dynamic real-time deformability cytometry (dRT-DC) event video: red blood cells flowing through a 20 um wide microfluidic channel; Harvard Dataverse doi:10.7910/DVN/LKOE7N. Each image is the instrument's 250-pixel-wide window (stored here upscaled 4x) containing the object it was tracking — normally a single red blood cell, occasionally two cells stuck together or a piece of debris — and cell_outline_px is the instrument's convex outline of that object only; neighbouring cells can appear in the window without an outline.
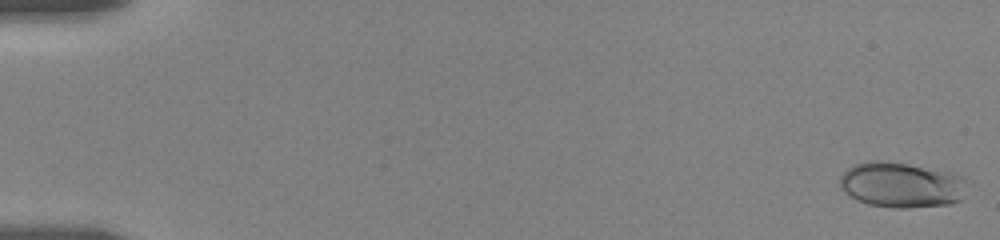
{"species": "human", "species_latin": "Homo sapiens", "temperature_condition": "room temperature", "stored_images_in_passage": 16, "camera_frame_rate_fps": 3000, "um_per_image_px": 0.085, "donor": {"sex": "female"}, "frame": {"image": 1, "passage_image": 1, "time_ms": 0.0, "image_size_px": [1000, 240], "cell_outline_px": [[964, 180], [960, 200], [952, 204], [908, 208], [896, 208], [868, 204], [844, 192], [840, 184], [840, 176], [848, 168], [856, 164], [868, 160], [884, 160], [908, 164], [948, 172], [960, 176]], "centroid_in_image_um": [76.57, 15.71], "position_along_channel_um": 8.4, "area_um2": 33.18}}
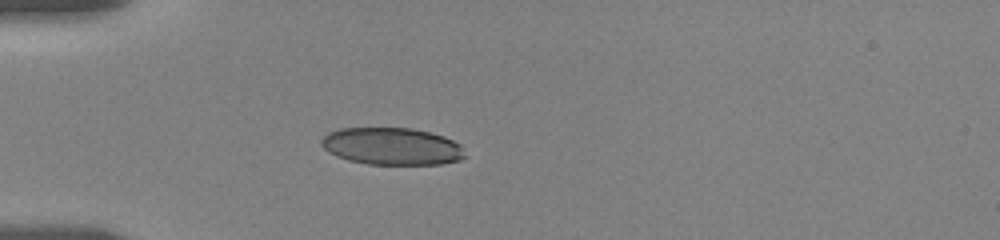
{"frame": {"image": 2, "passage_image": 12, "time_ms": 5.333, "image_size_px": [1000, 240], "cell_outline_px": [[468, 156], [460, 160], [440, 164], [368, 164], [348, 160], [336, 156], [328, 152], [320, 144], [320, 140], [328, 132], [340, 128], [412, 128], [444, 136], [460, 144]], "centroid_in_image_um": [33.31, 12.43], "position_along_channel_um": 51.7, "area_um2": 31.33}}
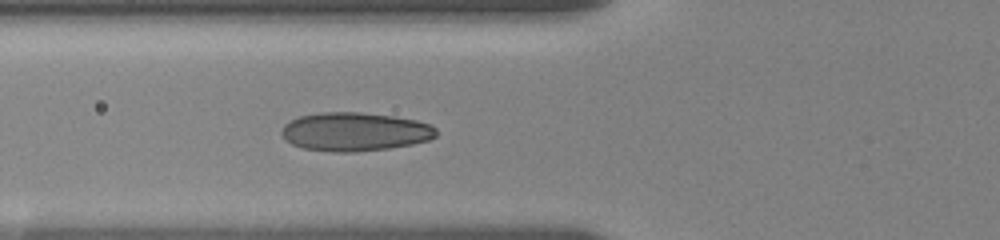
{"frame": {"image": 3, "passage_image": 16, "time_ms": 7.0, "image_size_px": [1000, 240], "cell_outline_px": [[436, 136], [428, 140], [412, 144], [388, 148], [352, 152], [332, 152], [304, 148], [292, 144], [280, 132], [284, 124], [300, 116], [320, 112], [360, 112], [392, 116], [416, 120], [428, 124], [436, 128]], "centroid_in_image_um": [30.15, 11.19], "position_along_channel_um": 95.6, "area_um2": 34.56}}